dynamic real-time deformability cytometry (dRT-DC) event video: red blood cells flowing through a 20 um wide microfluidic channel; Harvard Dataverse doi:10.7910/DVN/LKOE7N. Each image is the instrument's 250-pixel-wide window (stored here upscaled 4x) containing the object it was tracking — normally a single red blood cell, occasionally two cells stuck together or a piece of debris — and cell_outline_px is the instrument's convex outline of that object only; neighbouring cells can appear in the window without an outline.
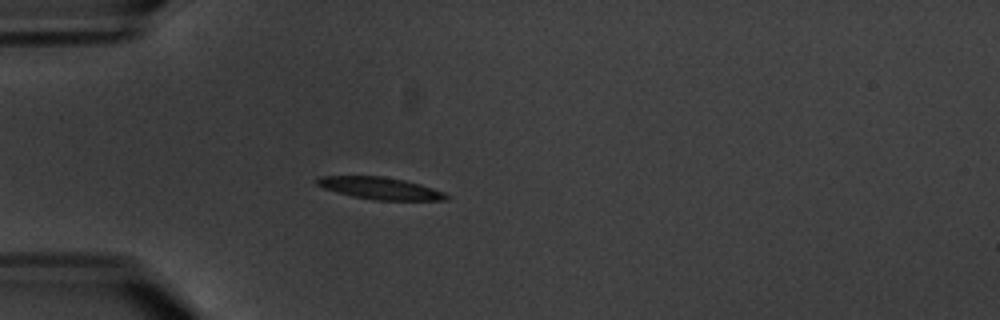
{"species": "common noctule bat (a hibernating species)", "species_latin": "Nyctalus noctula", "temperature_condition": "warm", "stored_images_in_passage": 4, "camera_frame_rate_fps": 3000, "um_per_image_px": 0.085, "animal": {"sex": "male", "body_mass_g": 20.1, "forearm_length_mm": 53.5}, "frame": {"image": 1, "passage_image": 4, "time_ms": 3.667, "image_size_px": [1000, 320], "cell_outline_px": [[448, 200], [376, 200], [352, 196], [324, 188], [316, 184], [316, 180], [320, 176], [384, 176], [404, 180], [420, 184], [444, 192], [448, 196]], "centroid_in_image_um": [32.32, 16.0], "position_along_channel_um": 52.7, "area_um2": 16.47}}